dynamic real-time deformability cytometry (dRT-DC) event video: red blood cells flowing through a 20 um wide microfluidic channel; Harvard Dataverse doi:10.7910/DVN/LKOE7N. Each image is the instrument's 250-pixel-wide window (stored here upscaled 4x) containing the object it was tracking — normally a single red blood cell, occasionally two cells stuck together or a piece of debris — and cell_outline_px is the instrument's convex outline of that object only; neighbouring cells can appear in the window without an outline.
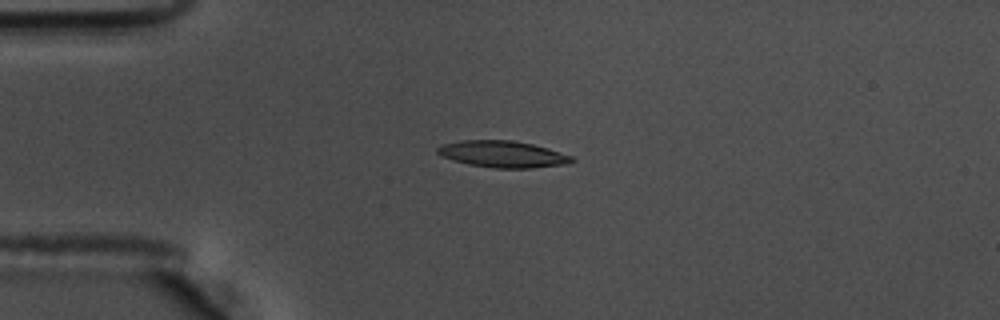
{"species": "common noctule bat (a hibernating species)", "species_latin": "Nyctalus noctula", "temperature_condition": "warm", "stored_images_in_passage": 43, "camera_frame_rate_fps": 3000, "um_per_image_px": 0.085, "animal": {"sex": "male", "body_mass_g": 17.5, "forearm_length_mm": 52.3}, "frame": {"image": 1, "passage_image": 1, "time_ms": 0.0, "image_size_px": [1000, 320], "cell_outline_px": [[576, 160], [568, 164], [532, 168], [496, 168], [468, 164], [452, 160], [440, 156], [436, 152], [436, 148], [444, 144], [460, 140], [512, 140], [532, 144], [548, 148], [572, 156]], "centroid_in_image_um": [42.73, 13.1], "position_along_channel_um": 42.3, "area_um2": 20.92}}
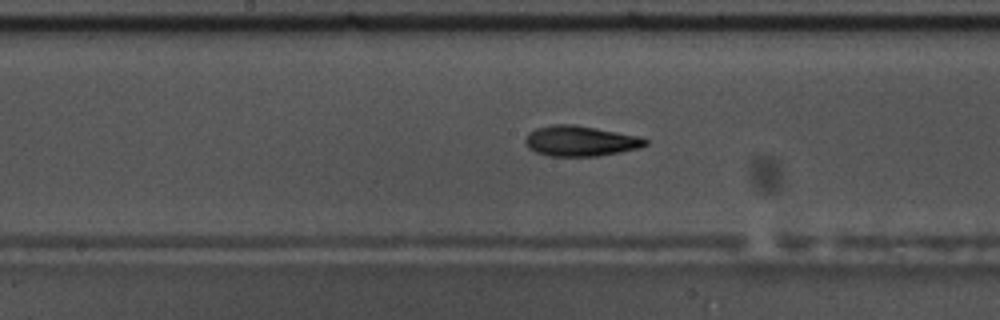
{"frame": {"image": 2, "passage_image": 16, "time_ms": 5.0, "image_size_px": [1000, 320], "cell_outline_px": [[648, 144], [640, 148], [620, 152], [596, 156], [548, 156], [536, 152], [528, 148], [524, 140], [528, 132], [536, 128], [552, 124], [576, 124], [636, 136], [648, 140]], "centroid_in_image_um": [49.29, 11.98], "position_along_channel_um": 198.9, "area_um2": 21.27}}
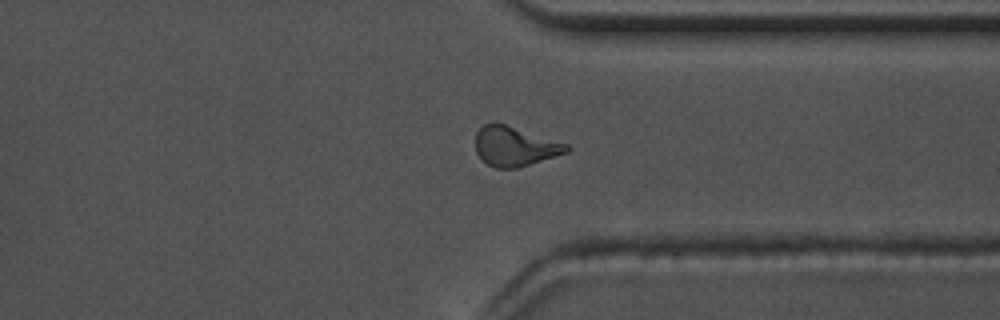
{"frame": {"image": 3, "passage_image": 30, "time_ms": 9.667, "image_size_px": [1000, 320], "cell_outline_px": [[572, 148], [568, 152], [516, 168], [496, 168], [488, 164], [476, 152], [476, 132], [484, 124], [504, 124], [568, 144]], "centroid_in_image_um": [43.77, 12.45], "position_along_channel_um": 367.6, "area_um2": 20.52}, "authors_computed_cell_mechanics": {"area_um2": 20.4612, "velocity_mm_per_s": 3.6313, "shape_relaxation_time_tau1_ms": 5.173, "shape_relaxation_time_tau2_ms": 1.8926, "deformation_change_tau1": 0.1944, "deformation_change_tau2": 0.0932}}